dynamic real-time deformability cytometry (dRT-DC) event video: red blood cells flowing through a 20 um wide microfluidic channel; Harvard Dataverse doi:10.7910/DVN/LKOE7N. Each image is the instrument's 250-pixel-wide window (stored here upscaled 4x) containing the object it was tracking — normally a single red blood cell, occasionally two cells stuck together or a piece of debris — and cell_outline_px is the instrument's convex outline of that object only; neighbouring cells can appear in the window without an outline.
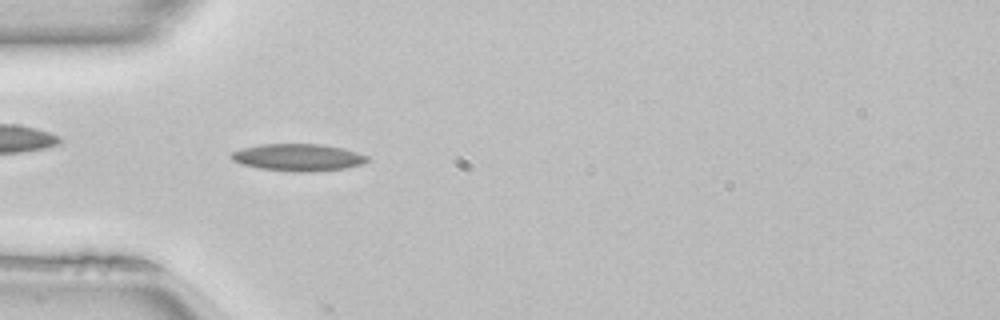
{"species": "common noctule bat (a hibernating species)", "species_latin": "Nyctalus noctula", "temperature_condition": "room temperature", "stored_images_in_passage": 49, "camera_frame_rate_fps": 3000, "um_per_image_px": 0.085, "animal": {"sex": "female", "body_mass_g": 22.7, "forearm_length_mm": 54.2}, "frame": {"image": 1, "passage_image": 14, "time_ms": 4.333, "image_size_px": [1000, 320], "cell_outline_px": [[368, 160], [364, 164], [344, 168], [300, 172], [296, 172], [260, 168], [244, 164], [232, 160], [228, 156], [232, 152], [240, 148], [260, 144], [320, 144], [344, 148], [368, 156]], "centroid_in_image_um": [25.32, 13.36], "position_along_channel_um": 59.7, "area_um2": 21.39}}